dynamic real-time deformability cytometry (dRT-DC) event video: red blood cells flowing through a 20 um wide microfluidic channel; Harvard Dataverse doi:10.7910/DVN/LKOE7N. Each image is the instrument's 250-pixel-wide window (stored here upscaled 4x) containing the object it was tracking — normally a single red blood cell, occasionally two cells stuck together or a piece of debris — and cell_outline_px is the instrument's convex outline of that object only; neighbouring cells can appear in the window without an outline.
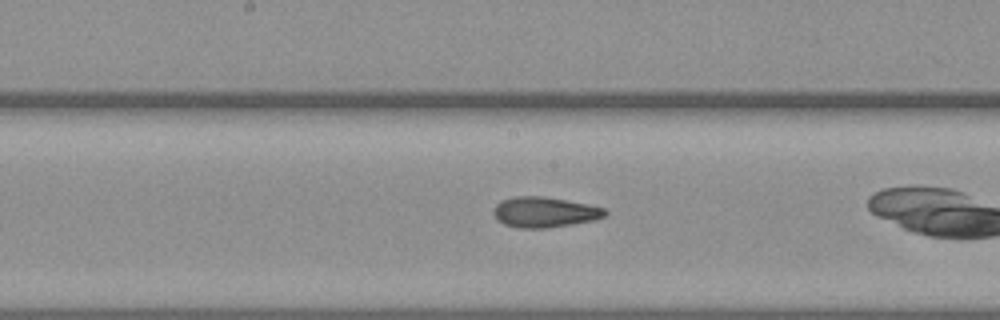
{"species": "common noctule bat (a hibernating species)", "species_latin": "Nyctalus noctula", "temperature_condition": "warm", "stored_images_in_passage": 28, "camera_frame_rate_fps": 3000, "um_per_image_px": 0.085, "animal": {"sex": "female", "body_mass_g": 19.3, "forearm_length_mm": 54.1}, "frame": {"image": 1, "passage_image": 13, "time_ms": 4.0, "image_size_px": [1000, 320], "cell_outline_px": [[608, 212], [604, 216], [596, 220], [548, 228], [520, 228], [504, 224], [492, 212], [496, 204], [500, 200], [512, 196], [544, 196], [604, 208]], "centroid_in_image_um": [46.26, 18.03], "position_along_channel_um": 201.9, "area_um2": 19.65}}
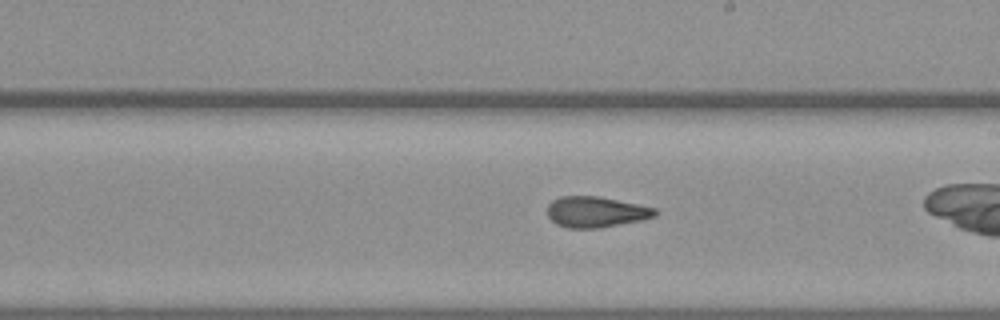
{"frame": {"image": 2, "passage_image": 16, "time_ms": 5.0, "image_size_px": [1000, 320], "cell_outline_px": [[656, 216], [640, 220], [600, 228], [568, 228], [556, 224], [548, 216], [548, 204], [552, 200], [560, 196], [600, 196], [656, 208]], "centroid_in_image_um": [50.63, 18.01], "position_along_channel_um": 238.4, "area_um2": 19.31}}